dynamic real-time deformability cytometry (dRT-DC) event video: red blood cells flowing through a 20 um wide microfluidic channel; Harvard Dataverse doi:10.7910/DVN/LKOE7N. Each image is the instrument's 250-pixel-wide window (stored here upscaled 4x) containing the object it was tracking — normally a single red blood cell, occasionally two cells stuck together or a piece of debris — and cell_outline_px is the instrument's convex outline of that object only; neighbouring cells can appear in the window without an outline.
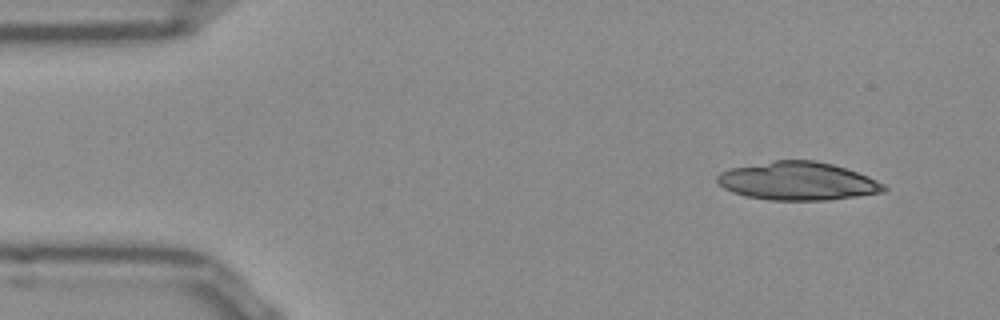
{"species": "Egyptian fruit bat (a non-hibernating species)", "species_latin": "Rousettus aegyptiacus", "temperature_condition": "room temperature", "stored_images_in_passage": 47, "camera_frame_rate_fps": 3000, "um_per_image_px": 0.085, "frame": {"image": 1, "passage_image": 1, "time_ms": 0.0, "image_size_px": [1000, 320], "cell_outline_px": [[888, 188], [884, 192], [828, 200], [768, 200], [744, 196], [732, 192], [724, 188], [716, 180], [716, 176], [720, 172], [728, 168], [776, 160], [812, 160], [832, 164], [868, 176], [884, 184]], "centroid_in_image_um": [67.77, 15.4], "position_along_channel_um": 17.2, "area_um2": 37.11}}